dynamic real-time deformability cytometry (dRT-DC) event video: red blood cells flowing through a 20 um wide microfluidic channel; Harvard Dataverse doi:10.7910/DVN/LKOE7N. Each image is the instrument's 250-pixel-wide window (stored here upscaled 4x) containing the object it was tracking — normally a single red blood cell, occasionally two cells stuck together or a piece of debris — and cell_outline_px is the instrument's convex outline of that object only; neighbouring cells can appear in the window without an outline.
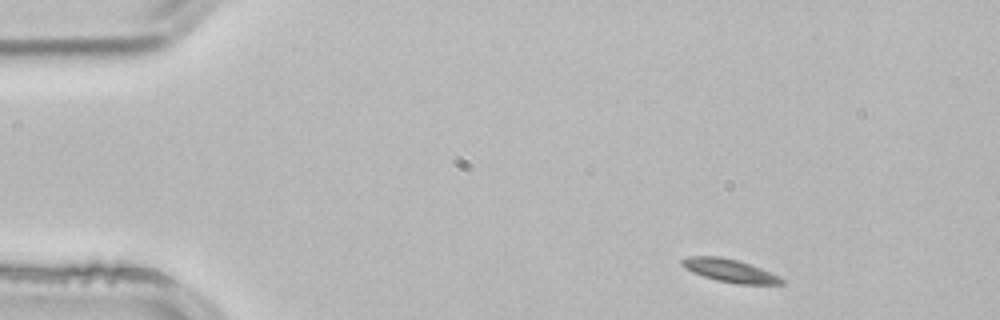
{"species": "common noctule bat (a hibernating species)", "species_latin": "Nyctalus noctula", "temperature_condition": "room temperature", "stored_images_in_passage": 4, "camera_frame_rate_fps": 3000, "um_per_image_px": 0.085, "animal": {"sex": "male", "body_mass_g": 21.5, "forearm_length_mm": 52.0}, "frame": {"image": 1, "passage_image": 1, "time_ms": 0.0, "image_size_px": [1000, 320], "cell_outline_px": [[784, 284], [736, 284], [716, 280], [692, 272], [684, 268], [680, 264], [680, 260], [688, 256], [716, 256], [736, 260], [760, 268], [780, 276], [784, 280]], "centroid_in_image_um": [62.0, 23.01], "position_along_channel_um": 23.0, "area_um2": 13.29}}
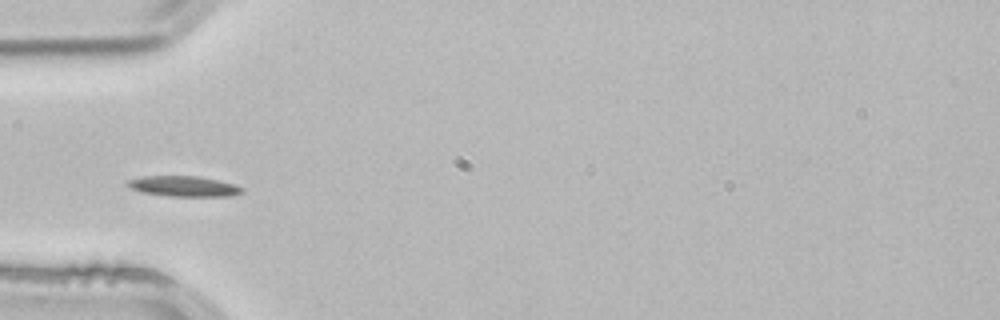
{"frame": {"image": 2, "passage_image": 3, "time_ms": 0.667, "image_size_px": [1000, 320], "cell_outline_px": [[244, 192], [228, 196], [168, 196], [144, 192], [132, 188], [124, 184], [128, 180], [144, 176], [200, 176], [232, 184], [244, 188]], "centroid_in_image_um": [15.61, 15.83], "position_along_channel_um": 69.4, "area_um2": 13.47}}